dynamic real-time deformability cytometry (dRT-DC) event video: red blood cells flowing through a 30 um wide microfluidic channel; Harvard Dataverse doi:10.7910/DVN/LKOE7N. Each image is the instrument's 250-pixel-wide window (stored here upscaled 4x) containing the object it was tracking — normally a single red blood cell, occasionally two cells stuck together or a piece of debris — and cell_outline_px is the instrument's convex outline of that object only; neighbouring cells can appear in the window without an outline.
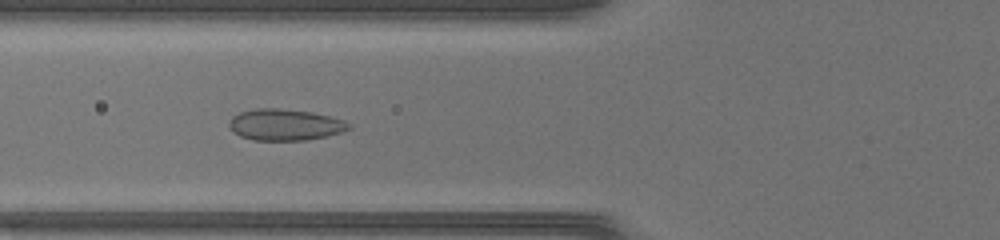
{"species": "common noctule bat (a hibernating species)", "species_latin": "Nyctalus noctula", "temperature_condition": "warm", "stored_images_in_passage": 33, "camera_frame_rate_fps": 3000, "um_per_image_px": 0.085, "animal": {"sex": "female", "body_mass_g": 17.0, "forearm_length_mm": 48.0}, "frame": {"image": 1, "passage_image": 5, "time_ms": 1.333, "image_size_px": [1000, 240], "cell_outline_px": [[352, 128], [340, 132], [324, 136], [304, 140], [252, 140], [240, 136], [232, 132], [228, 124], [228, 120], [232, 116], [240, 112], [256, 108], [276, 108], [312, 112], [344, 120], [352, 124]], "centroid_in_image_um": [24.19, 10.6], "position_along_channel_um": 101.6, "area_um2": 21.91}}
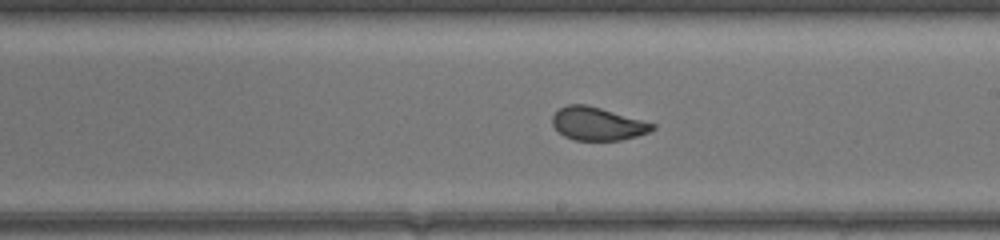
{"frame": {"image": 2, "passage_image": 14, "time_ms": 4.333, "image_size_px": [1000, 240], "cell_outline_px": [[656, 128], [648, 132], [636, 136], [620, 140], [572, 140], [564, 136], [552, 124], [552, 116], [560, 108], [568, 104], [588, 104], [656, 124]], "centroid_in_image_um": [50.78, 10.51], "position_along_channel_um": 238.2, "area_um2": 19.25}}
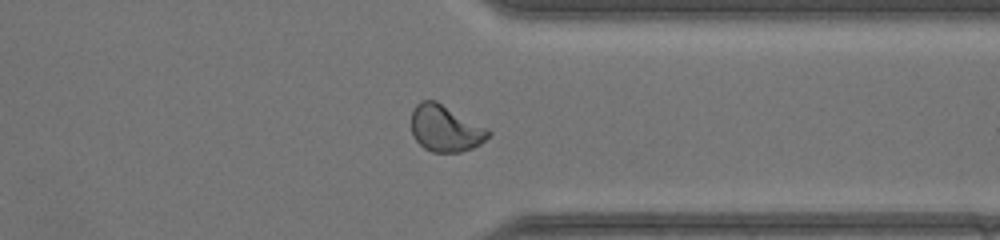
{"frame": {"image": 3, "passage_image": 23, "time_ms": 7.333, "image_size_px": [1000, 240], "cell_outline_px": [[492, 132], [480, 144], [472, 148], [460, 152], [432, 152], [424, 148], [412, 136], [412, 108], [420, 100], [436, 100], [488, 128]], "centroid_in_image_um": [37.84, 10.9], "position_along_channel_um": 373.6, "area_um2": 20.98}}